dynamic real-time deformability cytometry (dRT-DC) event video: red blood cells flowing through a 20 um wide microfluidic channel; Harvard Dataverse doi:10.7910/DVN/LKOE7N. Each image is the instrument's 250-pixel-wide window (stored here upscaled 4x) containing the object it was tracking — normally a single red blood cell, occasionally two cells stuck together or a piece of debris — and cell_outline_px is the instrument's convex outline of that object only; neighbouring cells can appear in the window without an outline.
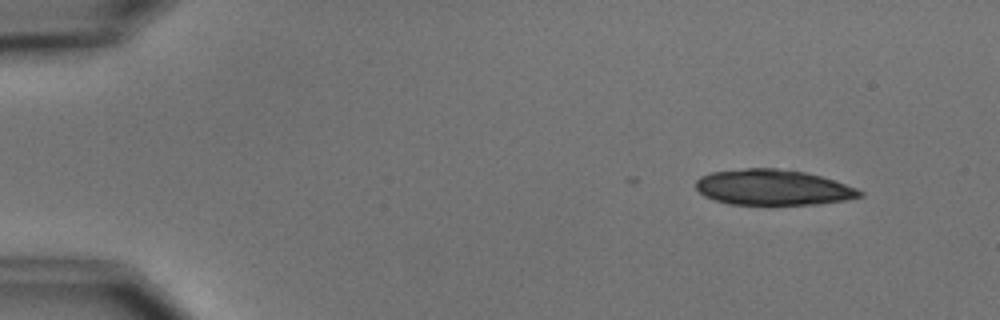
{"species": "common noctule bat (a hibernating species)", "species_latin": "Nyctalus noctula", "temperature_condition": "cold", "stored_images_in_passage": 3, "camera_frame_rate_fps": 3000, "um_per_image_px": 0.085, "animal": {"sex": "male", "body_mass_g": 15.6}, "frame": {"image": 1, "passage_image": 1, "time_ms": 0.0, "image_size_px": [1000, 320], "cell_outline_px": [[864, 196], [844, 200], [820, 204], [728, 204], [704, 196], [696, 188], [696, 180], [700, 176], [712, 172], [748, 168], [776, 168], [804, 172], [820, 176], [856, 188], [864, 192]], "centroid_in_image_um": [65.69, 15.93], "position_along_channel_um": 19.3, "area_um2": 33.76}}